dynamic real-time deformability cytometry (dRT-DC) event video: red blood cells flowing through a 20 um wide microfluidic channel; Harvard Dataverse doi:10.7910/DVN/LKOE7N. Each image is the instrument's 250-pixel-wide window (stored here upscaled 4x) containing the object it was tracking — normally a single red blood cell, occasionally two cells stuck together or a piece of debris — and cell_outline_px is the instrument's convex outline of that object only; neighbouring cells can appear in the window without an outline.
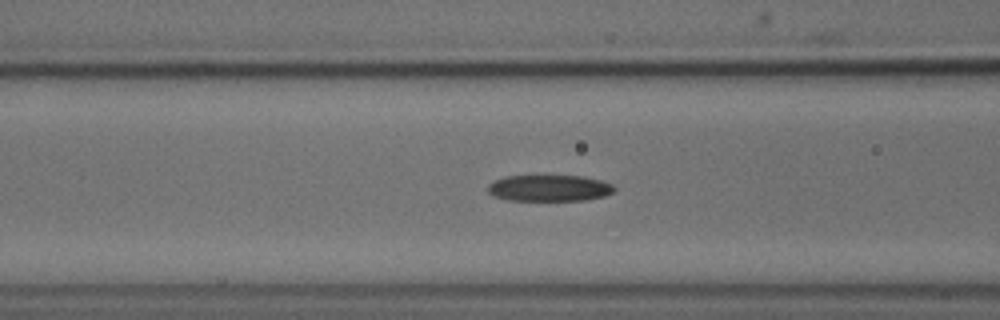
{"species": "common noctule bat (a hibernating species)", "species_latin": "Nyctalus noctula", "temperature_condition": "cold", "stored_images_in_passage": 36, "camera_frame_rate_fps": 3000, "um_per_image_px": 0.085, "animal": {"sex": "male", "body_mass_g": 18.8}, "frame": {"image": 1, "passage_image": 10, "time_ms": 3.0, "image_size_px": [1000, 320], "cell_outline_px": [[616, 188], [612, 192], [604, 196], [588, 200], [508, 200], [496, 196], [488, 192], [488, 184], [504, 176], [580, 176], [600, 180], [612, 184]], "centroid_in_image_um": [46.7, 15.99], "position_along_channel_um": 119.9, "area_um2": 19.25}}
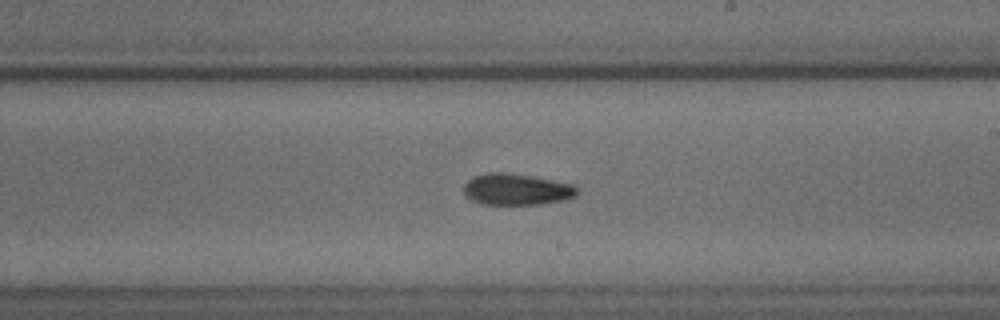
{"frame": {"image": 2, "passage_image": 20, "time_ms": 6.333, "image_size_px": [1000, 320], "cell_outline_px": [[580, 192], [576, 196], [568, 200], [540, 204], [484, 204], [472, 200], [464, 192], [464, 184], [472, 176], [488, 172], [504, 172], [552, 180], [572, 184], [580, 188]], "centroid_in_image_um": [43.95, 16.1], "position_along_channel_um": 245.0, "area_um2": 20.81}}
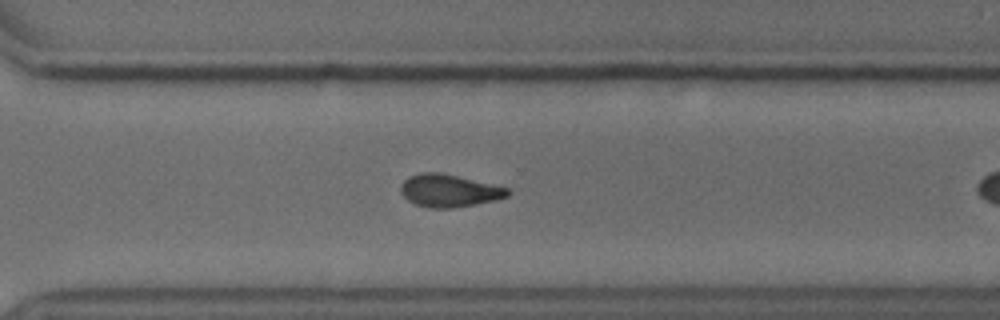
{"frame": {"image": 3, "passage_image": 27, "time_ms": 8.667, "image_size_px": [1000, 320], "cell_outline_px": [[508, 196], [496, 200], [476, 204], [452, 208], [428, 208], [416, 204], [408, 200], [400, 192], [400, 188], [404, 180], [408, 176], [420, 172], [440, 172], [508, 188]], "centroid_in_image_um": [38.13, 16.21], "position_along_channel_um": 332.5, "area_um2": 20.17}, "authors_computed_cell_mechanics": {"area_um2": 20.3745, "velocity_mm_per_s": 3.757, "shape_relaxation_time_tau1_ms": 6.1952, "shape_relaxation_time_tau2_ms": 2.1773, "deformation_change_tau1": 0.1737, "deformation_change_tau2": 0.0827}}